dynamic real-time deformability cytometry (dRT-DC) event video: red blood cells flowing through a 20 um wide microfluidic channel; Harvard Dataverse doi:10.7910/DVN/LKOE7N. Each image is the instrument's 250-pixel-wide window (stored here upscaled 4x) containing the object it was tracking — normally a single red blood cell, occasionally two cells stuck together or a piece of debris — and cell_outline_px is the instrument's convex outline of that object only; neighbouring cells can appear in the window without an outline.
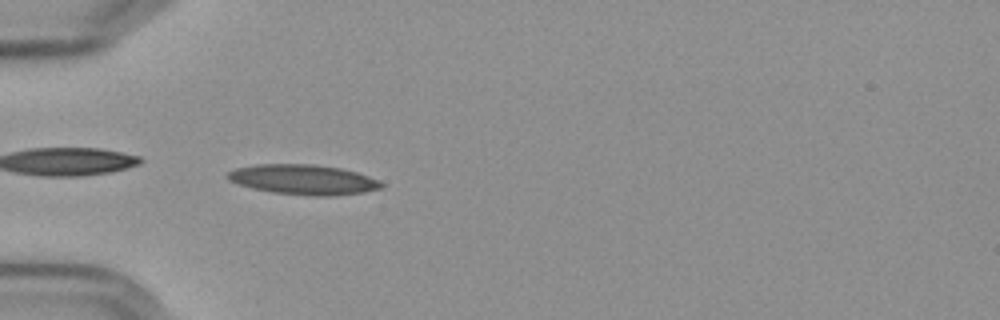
{"species": "Egyptian fruit bat (a non-hibernating species)", "species_latin": "Rousettus aegyptiacus", "temperature_condition": "cold", "stored_images_in_passage": 56, "camera_frame_rate_fps": 3000, "um_per_image_px": 0.085, "frame": {"image": 1, "passage_image": 17, "time_ms": 5.333, "image_size_px": [1000, 320], "cell_outline_px": [[384, 188], [364, 192], [328, 196], [324, 196], [276, 192], [252, 188], [228, 180], [224, 176], [228, 172], [236, 168], [256, 164], [316, 164], [340, 168], [356, 172], [380, 180], [384, 184]], "centroid_in_image_um": [25.81, 15.25], "position_along_channel_um": 59.2, "area_um2": 26.7}}
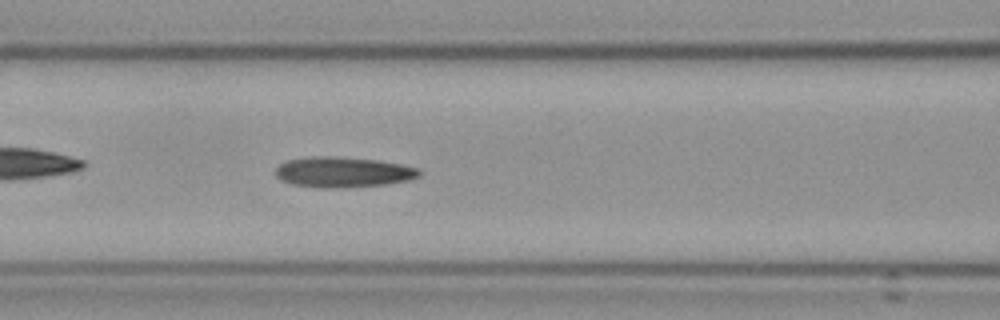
{"frame": {"image": 2, "passage_image": 24, "time_ms": 7.667, "image_size_px": [1000, 320], "cell_outline_px": [[420, 176], [408, 180], [384, 184], [324, 188], [292, 184], [280, 180], [276, 176], [276, 168], [280, 164], [288, 160], [308, 156], [336, 156], [380, 160], [400, 164], [416, 168], [420, 172]], "centroid_in_image_um": [29.12, 14.61], "position_along_channel_um": 137.5, "area_um2": 25.26}}
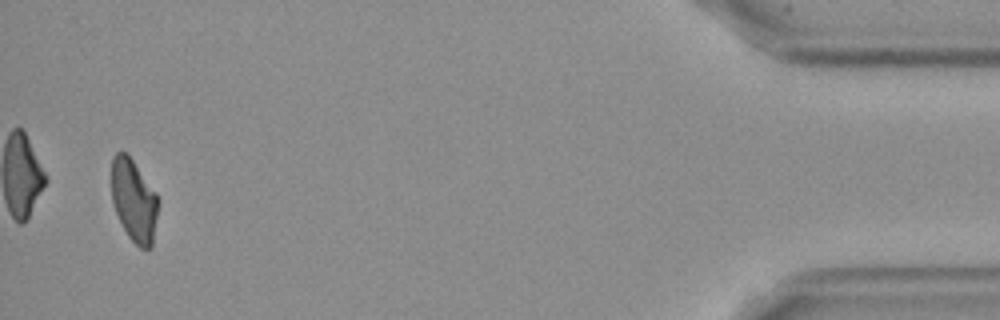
{"frame": {"image": 3, "passage_image": 54, "time_ms": 17.667, "image_size_px": [1000, 320], "cell_outline_px": [[160, 204], [152, 248], [140, 248], [128, 236], [116, 212], [112, 200], [112, 156], [116, 152], [128, 152], [156, 192], [160, 200]], "centroid_in_image_um": [11.42, 17.02], "position_along_channel_um": 423.8, "area_um2": 22.83}, "authors_computed_cell_mechanics": {"area_um2": 24.4783, "velocity_mm_per_s": 3.6118, "shape_relaxation_time_tau1_ms": 8.1115, "shape_relaxation_time_tau2_ms": 5.8766, "deformation_change_tau1": 0.2207, "deformation_change_tau2": 0.1459}}